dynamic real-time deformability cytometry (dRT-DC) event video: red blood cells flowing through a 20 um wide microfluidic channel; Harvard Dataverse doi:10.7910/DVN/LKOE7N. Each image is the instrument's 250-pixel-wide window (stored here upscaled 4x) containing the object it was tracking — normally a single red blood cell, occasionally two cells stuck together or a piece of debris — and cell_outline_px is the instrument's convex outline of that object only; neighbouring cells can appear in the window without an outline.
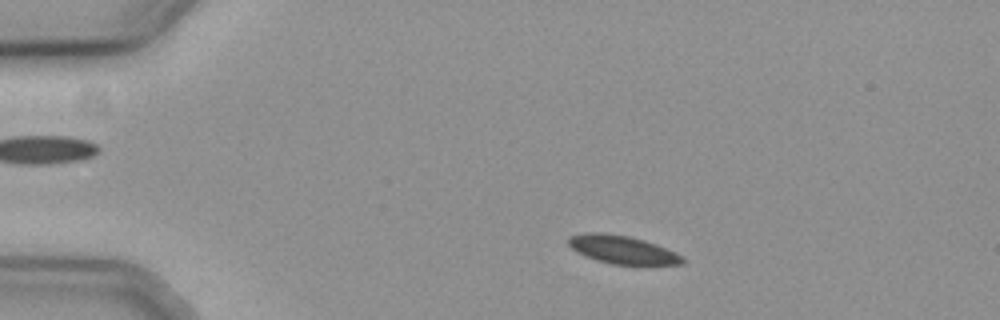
{"species": "common noctule bat (a hibernating species)", "species_latin": "Nyctalus noctula", "temperature_condition": "cold", "stored_images_in_passage": 52, "camera_frame_rate_fps": 3000, "um_per_image_px": 0.085, "animal": {"sex": "female", "body_mass_g": 19.3, "forearm_length_mm": 54.1}, "frame": {"image": 1, "passage_image": 7, "time_ms": 2.0, "image_size_px": [1000, 320], "cell_outline_px": [[688, 260], [684, 264], [612, 264], [596, 260], [584, 256], [576, 252], [568, 244], [568, 236], [584, 232], [604, 232], [628, 236], [644, 240], [656, 244], [676, 252], [684, 256]], "centroid_in_image_um": [52.9, 21.21], "position_along_channel_um": 32.1, "area_um2": 18.96}}
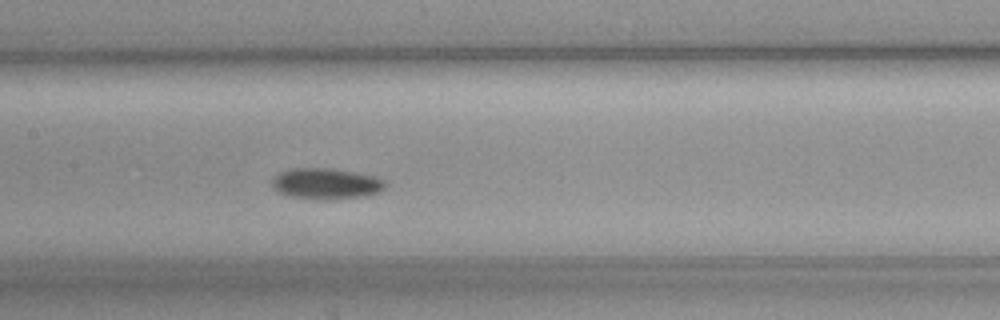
{"frame": {"image": 2, "passage_image": 24, "time_ms": 7.667, "image_size_px": [1000, 320], "cell_outline_px": [[388, 184], [380, 192], [364, 196], [324, 200], [288, 196], [272, 188], [272, 180], [280, 172], [288, 168], [336, 168], [376, 176], [384, 180]], "centroid_in_image_um": [27.74, 15.6], "position_along_channel_um": 179.7, "area_um2": 20.69}}
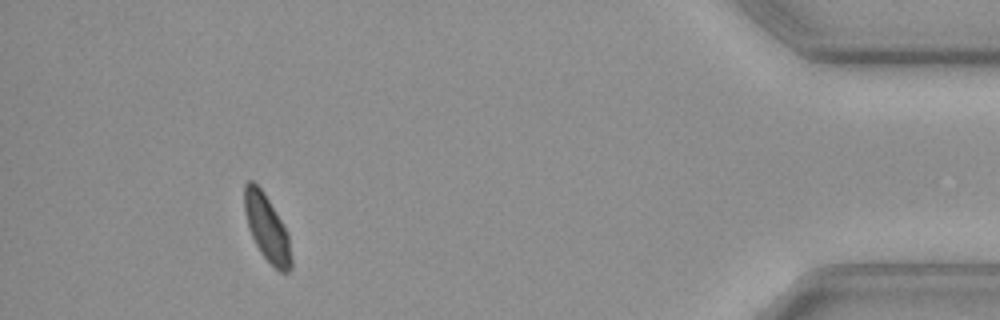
{"frame": {"image": 3, "passage_image": 48, "time_ms": 15.667, "image_size_px": [1000, 320], "cell_outline_px": [[292, 268], [288, 272], [280, 272], [260, 252], [248, 228], [244, 212], [244, 184], [248, 180], [252, 180], [264, 192], [288, 232], [292, 260]], "centroid_in_image_um": [22.68, 19.36], "position_along_channel_um": 412.5, "area_um2": 18.09}, "authors_computed_cell_mechanics": {"area_um2": 19.1896, "velocity_mm_per_s": 3.6754, "shape_relaxation_time_tau1_ms": 7.8767, "shape_relaxation_time_tau2_ms": null, "deformation_change_tau1": 0.1189, "deformation_change_tau2": null}}